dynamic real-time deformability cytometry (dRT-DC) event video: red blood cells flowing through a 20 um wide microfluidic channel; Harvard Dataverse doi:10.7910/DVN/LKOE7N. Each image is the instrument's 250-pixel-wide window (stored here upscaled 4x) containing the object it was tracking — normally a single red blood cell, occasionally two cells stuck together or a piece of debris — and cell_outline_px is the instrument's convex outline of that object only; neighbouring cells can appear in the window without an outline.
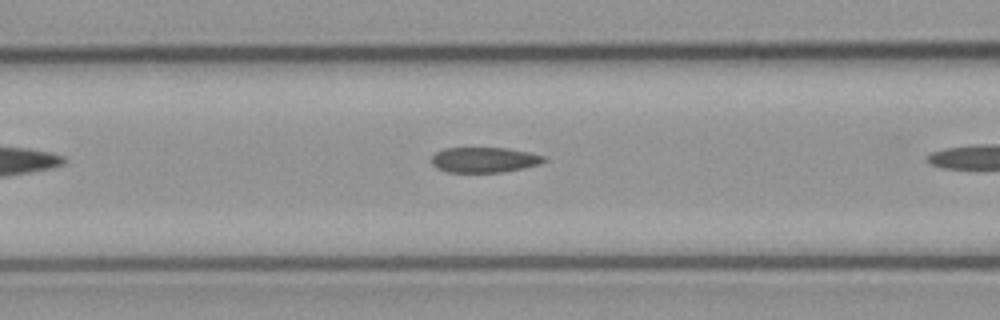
{"species": "common noctule bat (a hibernating species)", "species_latin": "Nyctalus noctula", "temperature_condition": "cold", "stored_images_in_passage": 20, "camera_frame_rate_fps": 3000, "um_per_image_px": 0.085, "animal": {"sex": "male", "body_mass_g": 23.1, "forearm_length_mm": 52.7}, "frame": {"image": 1, "passage_image": 12, "time_ms": 3.667, "image_size_px": [1000, 320], "cell_outline_px": [[548, 160], [540, 164], [524, 168], [504, 172], [444, 172], [436, 168], [432, 164], [432, 156], [436, 152], [444, 148], [508, 148], [528, 152], [544, 156]], "centroid_in_image_um": [41.16, 13.59], "position_along_channel_um": 125.4, "area_um2": 16.7}}
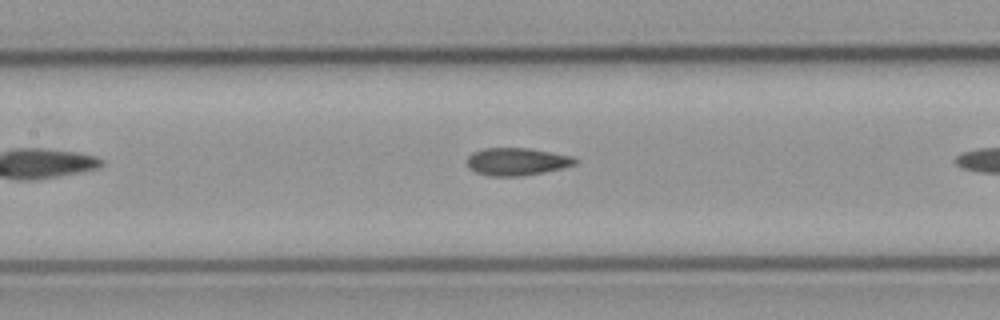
{"frame": {"image": 2, "passage_image": 15, "time_ms": 4.667, "image_size_px": [1000, 320], "cell_outline_px": [[580, 160], [576, 164], [544, 172], [524, 176], [488, 176], [476, 172], [468, 168], [468, 156], [472, 152], [484, 148], [528, 148], [552, 152], [572, 156]], "centroid_in_image_um": [43.93, 13.73], "position_along_channel_um": 163.5, "area_um2": 17.46}}